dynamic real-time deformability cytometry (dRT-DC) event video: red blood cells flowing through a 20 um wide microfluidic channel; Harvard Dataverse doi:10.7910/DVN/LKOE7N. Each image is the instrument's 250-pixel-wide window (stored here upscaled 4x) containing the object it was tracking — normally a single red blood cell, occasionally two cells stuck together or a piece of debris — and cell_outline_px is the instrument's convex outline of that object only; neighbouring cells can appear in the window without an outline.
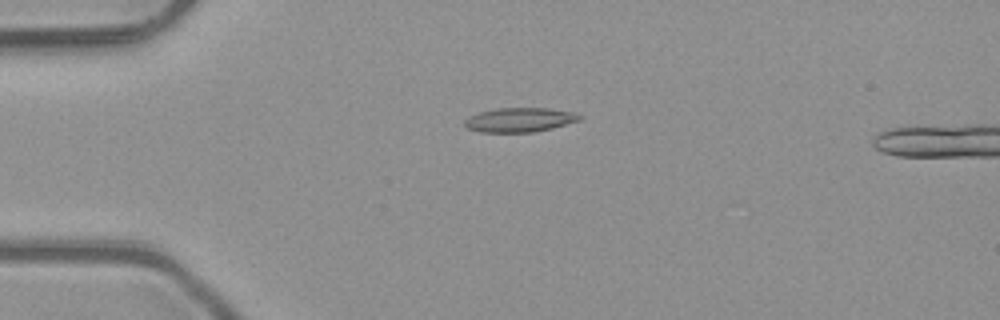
{"species": "common noctule bat (a hibernating species)", "species_latin": "Nyctalus noctula", "temperature_condition": "room temperature", "stored_images_in_passage": 2, "camera_frame_rate_fps": 3000, "um_per_image_px": 0.085, "animal": {"sex": "male", "body_mass_g": 23.1, "forearm_length_mm": 52.7}, "frame": {"image": 1, "passage_image": 1, "time_ms": 0.0, "image_size_px": [1000, 320], "cell_outline_px": [[580, 120], [552, 128], [532, 132], [480, 132], [468, 128], [464, 124], [464, 120], [468, 116], [480, 112], [496, 108], [548, 108], [572, 112], [580, 116]], "centroid_in_image_um": [44.12, 10.18], "position_along_channel_um": 40.9, "area_um2": 16.13}}